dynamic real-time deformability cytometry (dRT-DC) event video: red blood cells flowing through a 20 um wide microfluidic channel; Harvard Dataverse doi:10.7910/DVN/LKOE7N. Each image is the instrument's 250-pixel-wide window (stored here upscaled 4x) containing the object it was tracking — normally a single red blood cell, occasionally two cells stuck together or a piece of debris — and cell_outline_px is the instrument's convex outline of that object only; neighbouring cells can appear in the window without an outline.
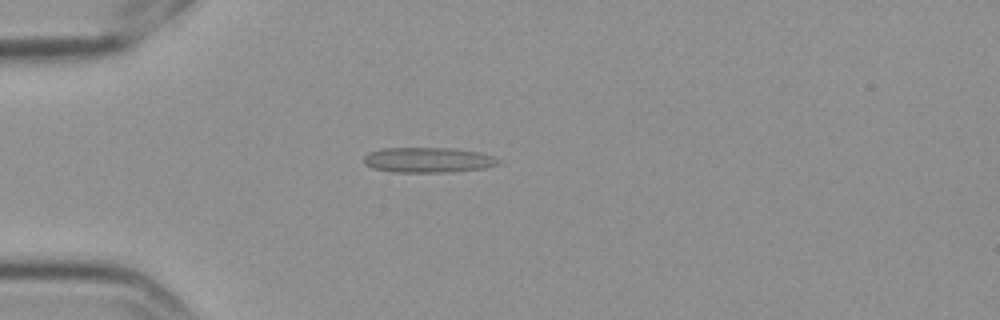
{"species": "Egyptian fruit bat (a non-hibernating species)", "species_latin": "Rousettus aegyptiacus", "temperature_condition": "cold", "stored_images_in_passage": 8, "camera_frame_rate_fps": 3000, "um_per_image_px": 0.085, "frame": {"image": 1, "passage_image": 4, "time_ms": 1.0, "image_size_px": [1000, 320], "cell_outline_px": [[500, 164], [484, 168], [448, 172], [392, 172], [372, 168], [364, 164], [364, 156], [368, 152], [384, 148], [448, 148], [476, 152], [496, 156], [500, 160]], "centroid_in_image_um": [36.37, 13.6], "position_along_channel_um": 48.6, "area_um2": 19.77}}
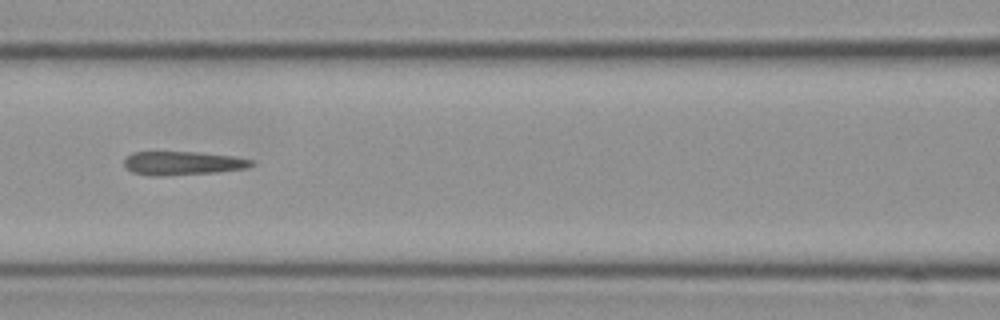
{"frame": {"image": 2, "passage_image": 7, "time_ms": 2.0, "image_size_px": [1000, 320], "cell_outline_px": [[256, 164], [248, 168], [216, 172], [160, 176], [148, 176], [132, 172], [124, 164], [124, 160], [132, 152], [196, 152], [232, 156], [256, 160]], "centroid_in_image_um": [15.57, 13.87], "position_along_channel_um": 151.0, "area_um2": 17.63}}
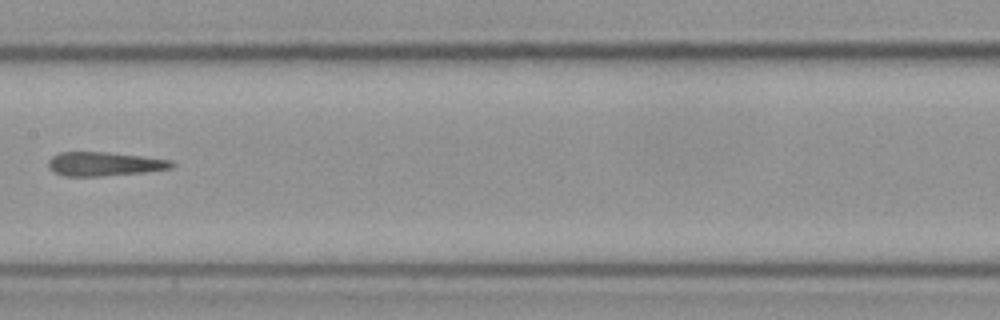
{"frame": {"image": 3, "passage_image": 8, "time_ms": 2.333, "image_size_px": [1000, 320], "cell_outline_px": [[176, 164], [172, 168], [144, 172], [100, 176], [64, 176], [52, 172], [48, 168], [48, 160], [52, 156], [60, 152], [104, 152], [144, 156], [172, 160]], "centroid_in_image_um": [8.86, 13.93], "position_along_channel_um": 198.5, "area_um2": 17.34}}